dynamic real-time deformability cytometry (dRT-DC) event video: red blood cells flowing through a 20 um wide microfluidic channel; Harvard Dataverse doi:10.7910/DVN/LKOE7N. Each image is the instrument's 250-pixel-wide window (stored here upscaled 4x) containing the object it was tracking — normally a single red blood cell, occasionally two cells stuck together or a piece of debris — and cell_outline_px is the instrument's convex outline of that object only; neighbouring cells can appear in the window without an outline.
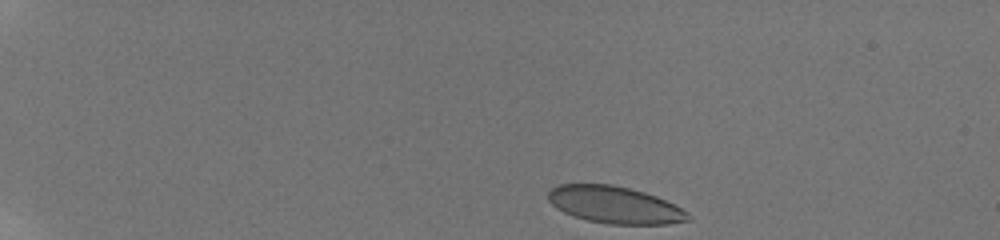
{"species": "human", "species_latin": "Homo sapiens", "temperature_condition": "room temperature", "stored_images_in_passage": 19, "camera_frame_rate_fps": 3000, "um_per_image_px": 0.085, "donor": {"sex": "male"}, "frame": {"image": 1, "passage_image": 1, "time_ms": 0.0, "image_size_px": [1000, 240], "cell_outline_px": [[692, 220], [668, 224], [608, 224], [588, 220], [564, 212], [556, 208], [548, 200], [548, 192], [552, 188], [560, 184], [612, 184], [644, 192], [656, 196], [688, 212], [692, 216]], "centroid_in_image_um": [52.27, 17.42], "position_along_channel_um": 32.7, "area_um2": 30.06}}
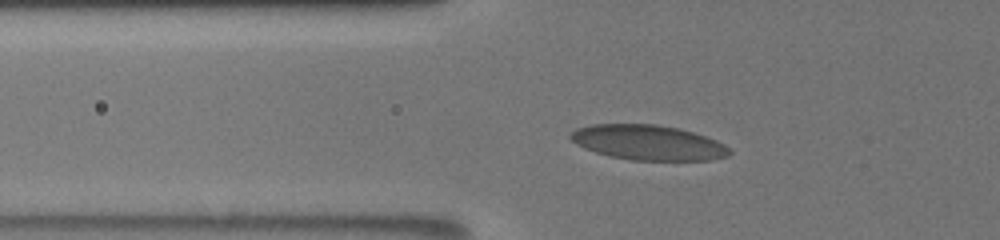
{"frame": {"image": 2, "passage_image": 10, "time_ms": 3.667, "image_size_px": [1000, 240], "cell_outline_px": [[732, 152], [728, 156], [712, 160], [628, 160], [596, 152], [584, 148], [576, 144], [568, 136], [576, 128], [592, 124], [656, 124], [680, 128], [716, 140], [724, 144]], "centroid_in_image_um": [55.09, 12.11], "position_along_channel_um": 70.7, "area_um2": 32.43}}
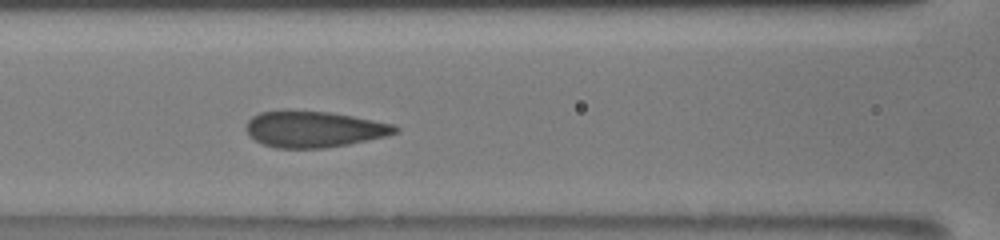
{"frame": {"image": 3, "passage_image": 14, "time_ms": 5.667, "image_size_px": [1000, 240], "cell_outline_px": [[400, 132], [368, 140], [348, 144], [324, 148], [276, 148], [264, 144], [248, 136], [244, 128], [248, 120], [252, 116], [260, 112], [284, 108], [288, 108], [328, 112], [352, 116], [392, 124], [400, 128]], "centroid_in_image_um": [26.61, 10.95], "position_along_channel_um": 140.0, "area_um2": 31.96}}